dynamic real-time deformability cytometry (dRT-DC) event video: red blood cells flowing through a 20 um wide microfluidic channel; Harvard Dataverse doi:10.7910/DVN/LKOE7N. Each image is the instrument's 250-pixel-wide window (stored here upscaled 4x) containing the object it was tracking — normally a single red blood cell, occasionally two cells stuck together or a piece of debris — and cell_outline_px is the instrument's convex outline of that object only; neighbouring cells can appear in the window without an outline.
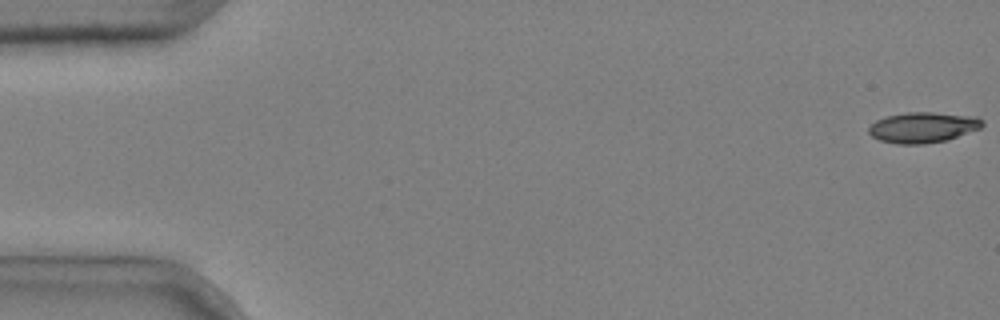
{"species": "common noctule bat (a hibernating species)", "species_latin": "Nyctalus noctula", "temperature_condition": "cold", "stored_images_in_passage": 6, "camera_frame_rate_fps": 3000, "um_per_image_px": 0.085, "animal": {"sex": "male", "body_mass_g": 20.4}, "frame": {"image": 1, "passage_image": 1, "time_ms": 0.0, "image_size_px": [1000, 320], "cell_outline_px": [[984, 124], [980, 128], [948, 140], [924, 144], [896, 144], [880, 140], [872, 136], [868, 132], [868, 128], [876, 120], [884, 116], [908, 112], [932, 112], [976, 116], [984, 120]], "centroid_in_image_um": [78.45, 10.82], "position_along_channel_um": 6.5, "area_um2": 20.4}}
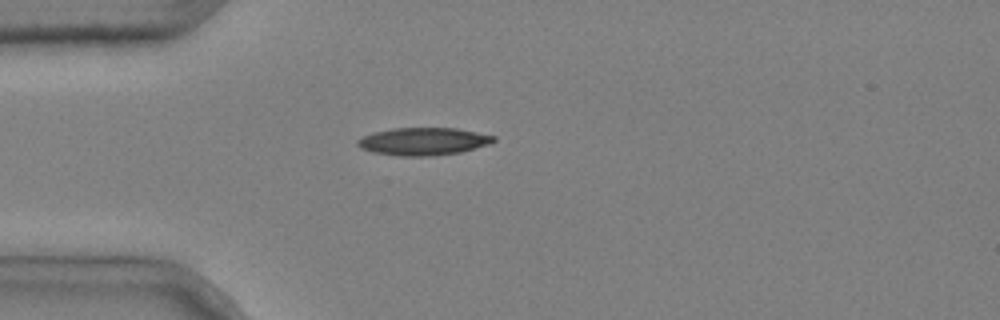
{"frame": {"image": 2, "passage_image": 5, "time_ms": 1.333, "image_size_px": [1000, 320], "cell_outline_px": [[496, 140], [492, 144], [460, 152], [432, 156], [400, 156], [376, 152], [360, 148], [356, 144], [356, 140], [372, 132], [392, 128], [456, 128], [496, 136]], "centroid_in_image_um": [36.0, 12.01], "position_along_channel_um": 49.0, "area_um2": 21.96}}